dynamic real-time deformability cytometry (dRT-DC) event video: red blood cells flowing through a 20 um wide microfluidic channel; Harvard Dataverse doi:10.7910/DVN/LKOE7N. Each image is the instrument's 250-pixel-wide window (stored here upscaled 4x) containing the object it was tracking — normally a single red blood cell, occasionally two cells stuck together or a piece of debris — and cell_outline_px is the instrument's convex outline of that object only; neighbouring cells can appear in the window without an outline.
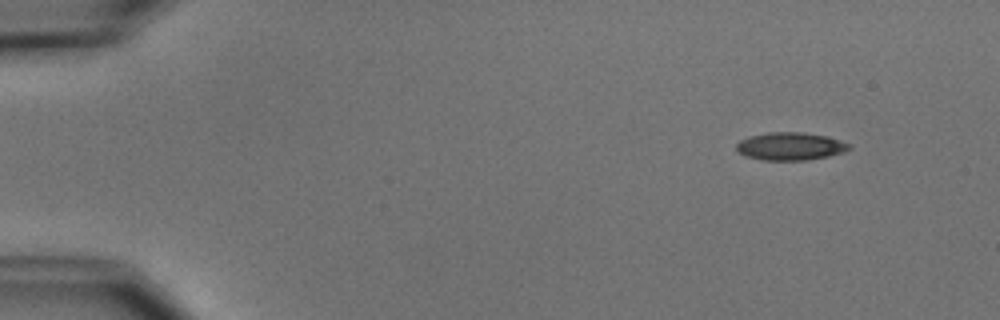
{"species": "common noctule bat (a hibernating species)", "species_latin": "Nyctalus noctula", "temperature_condition": "cold", "stored_images_in_passage": 53, "camera_frame_rate_fps": 3000, "um_per_image_px": 0.085, "animal": {"sex": "male", "body_mass_g": 15.6}, "frame": {"image": 1, "passage_image": 5, "time_ms": 1.333, "image_size_px": [1000, 320], "cell_outline_px": [[852, 148], [844, 152], [828, 156], [804, 160], [764, 160], [748, 156], [736, 152], [736, 144], [740, 140], [748, 136], [768, 132], [804, 132], [828, 136], [852, 144]], "centroid_in_image_um": [67.2, 12.42], "position_along_channel_um": 17.8, "area_um2": 18.44}}
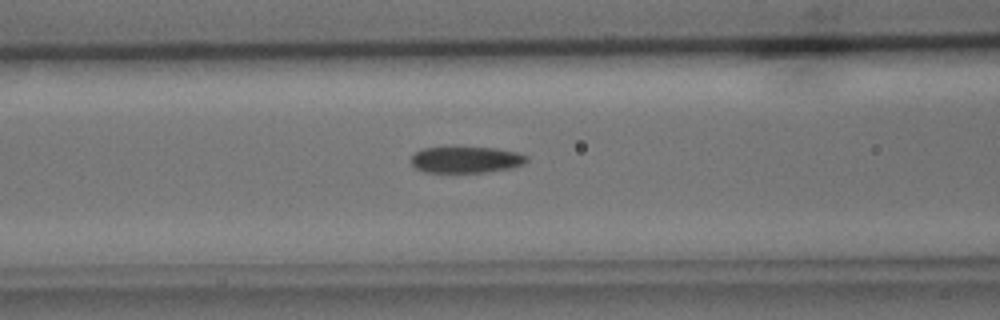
{"frame": {"image": 2, "passage_image": 22, "time_ms": 7.0, "image_size_px": [1000, 320], "cell_outline_px": [[528, 160], [524, 164], [512, 168], [488, 172], [424, 172], [416, 168], [412, 164], [412, 156], [416, 152], [424, 148], [452, 144], [496, 148], [516, 152], [528, 156]], "centroid_in_image_um": [39.61, 13.52], "position_along_channel_um": 127.0, "area_um2": 18.61}}
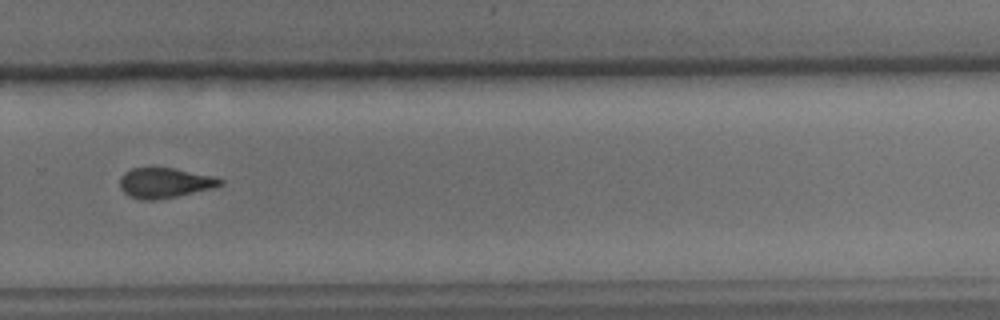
{"frame": {"image": 3, "passage_image": 37, "time_ms": 12.0, "image_size_px": [1000, 320], "cell_outline_px": [[224, 184], [216, 188], [156, 200], [140, 200], [128, 196], [120, 188], [120, 176], [124, 172], [132, 168], [152, 164], [216, 176], [224, 180]], "centroid_in_image_um": [14.0, 15.5], "position_along_channel_um": 315.8, "area_um2": 18.5}, "authors_computed_cell_mechanics": {"area_um2": 18.3804, "velocity_mm_per_s": 3.7843, "shape_relaxation_time_tau1_ms": 9.0257, "shape_relaxation_time_tau2_ms": 6.8125, "deformation_change_tau1": 0.1654, "deformation_change_tau2": 0.1448}}